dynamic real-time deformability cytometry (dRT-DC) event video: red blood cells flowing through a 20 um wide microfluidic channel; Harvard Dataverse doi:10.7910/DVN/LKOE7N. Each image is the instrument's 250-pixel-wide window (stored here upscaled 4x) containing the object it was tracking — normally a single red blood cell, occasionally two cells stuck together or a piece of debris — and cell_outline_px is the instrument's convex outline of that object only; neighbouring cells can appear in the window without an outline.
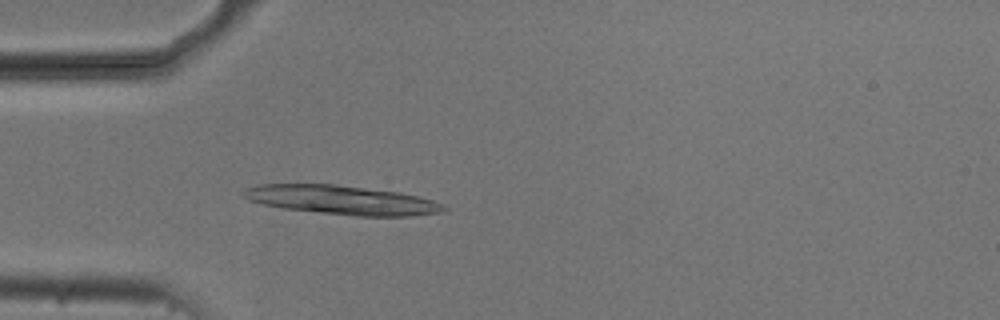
{"species": "common noctule bat (a hibernating species)", "species_latin": "Nyctalus noctula", "temperature_condition": "cold", "stored_images_in_passage": 52, "camera_frame_rate_fps": 3000, "um_per_image_px": 0.085, "animal": {"sex": "male", "body_mass_g": 20.5, "forearm_length_mm": 52.5}, "frame": {"image": 1, "passage_image": 14, "time_ms": 4.333, "image_size_px": [1000, 320], "cell_outline_px": [[448, 208], [440, 212], [412, 216], [356, 216], [280, 208], [264, 204], [252, 200], [244, 196], [240, 192], [256, 184], [336, 184], [400, 192], [420, 196], [444, 204]], "centroid_in_image_um": [29.09, 16.99], "position_along_channel_um": 55.9, "area_um2": 33.93}}
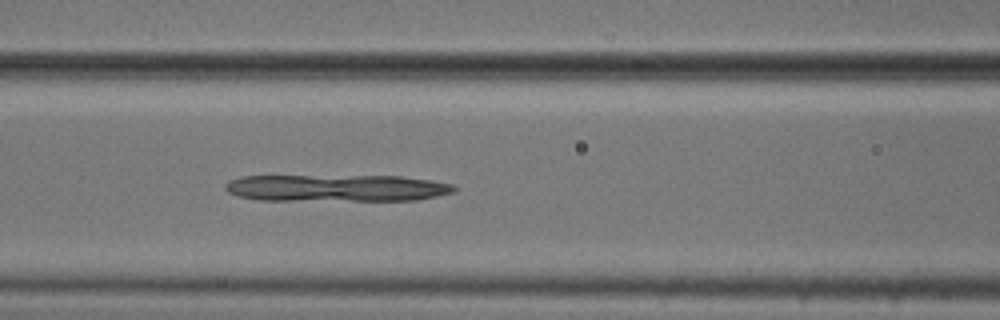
{"frame": {"image": 2, "passage_image": 21, "time_ms": 6.667, "image_size_px": [1000, 320], "cell_outline_px": [[460, 188], [456, 192], [416, 200], [256, 200], [240, 196], [228, 192], [224, 188], [224, 184], [228, 180], [240, 176], [400, 176], [432, 180], [452, 184]], "centroid_in_image_um": [28.63, 15.98], "position_along_channel_um": 138.0, "area_um2": 36.18}}